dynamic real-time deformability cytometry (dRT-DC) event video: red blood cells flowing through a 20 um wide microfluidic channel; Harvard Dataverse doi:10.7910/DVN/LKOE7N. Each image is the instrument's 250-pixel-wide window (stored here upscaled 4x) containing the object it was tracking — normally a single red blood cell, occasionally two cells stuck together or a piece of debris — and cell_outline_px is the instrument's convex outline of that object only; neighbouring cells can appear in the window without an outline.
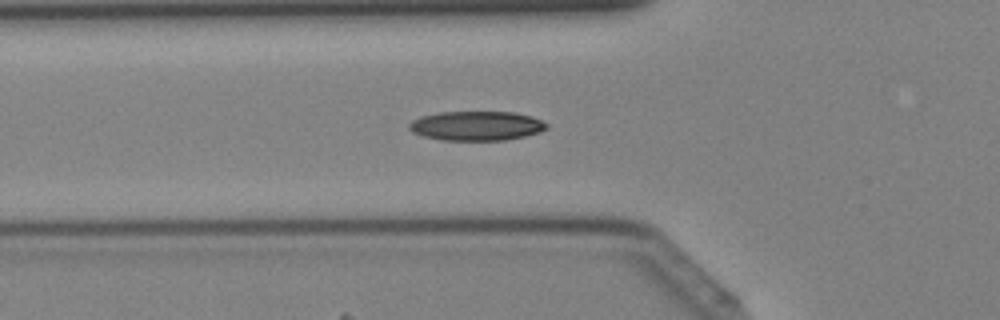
{"species": "Egyptian fruit bat (a non-hibernating species)", "species_latin": "Rousettus aegyptiacus", "temperature_condition": "cold", "stored_images_in_passage": 39, "camera_frame_rate_fps": 3000, "um_per_image_px": 0.085, "animal": {"sex": "female"}, "frame": {"image": 1, "passage_image": 13, "time_ms": 4.0, "image_size_px": [1000, 320], "cell_outline_px": [[548, 128], [540, 132], [524, 136], [504, 140], [444, 140], [424, 136], [412, 132], [408, 128], [408, 124], [412, 120], [420, 116], [440, 112], [516, 112], [532, 116], [548, 124]], "centroid_in_image_um": [40.5, 10.69], "position_along_channel_um": 85.3, "area_um2": 23.58}}
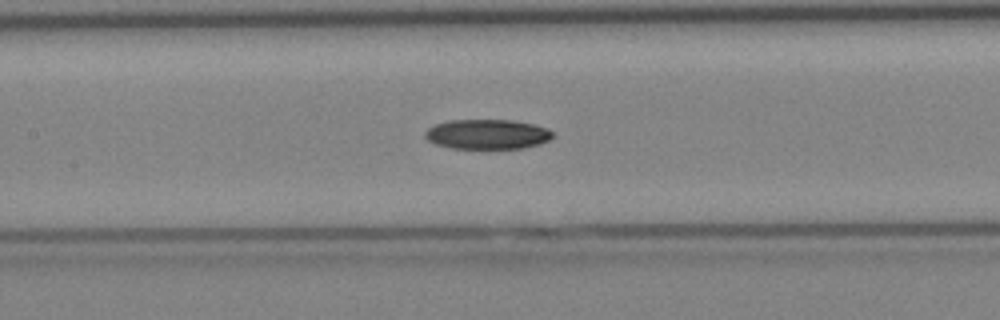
{"frame": {"image": 2, "passage_image": 18, "time_ms": 5.667, "image_size_px": [1000, 320], "cell_outline_px": [[552, 136], [548, 140], [540, 144], [524, 148], [452, 148], [436, 144], [428, 140], [424, 136], [424, 132], [428, 128], [436, 124], [448, 120], [512, 120], [536, 124], [548, 128], [552, 132]], "centroid_in_image_um": [41.42, 11.4], "position_along_channel_um": 166.0, "area_um2": 22.2}}
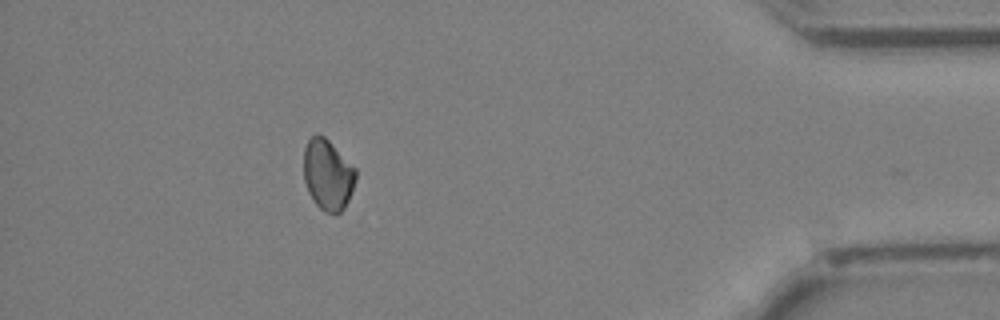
{"frame": {"image": 3, "passage_image": 36, "time_ms": 11.667, "image_size_px": [1000, 320], "cell_outline_px": [[356, 180], [348, 200], [344, 208], [340, 212], [324, 212], [312, 200], [308, 192], [304, 180], [304, 148], [308, 140], [316, 132], [324, 136], [356, 168]], "centroid_in_image_um": [27.85, 14.83], "position_along_channel_um": 407.4, "area_um2": 21.44}}